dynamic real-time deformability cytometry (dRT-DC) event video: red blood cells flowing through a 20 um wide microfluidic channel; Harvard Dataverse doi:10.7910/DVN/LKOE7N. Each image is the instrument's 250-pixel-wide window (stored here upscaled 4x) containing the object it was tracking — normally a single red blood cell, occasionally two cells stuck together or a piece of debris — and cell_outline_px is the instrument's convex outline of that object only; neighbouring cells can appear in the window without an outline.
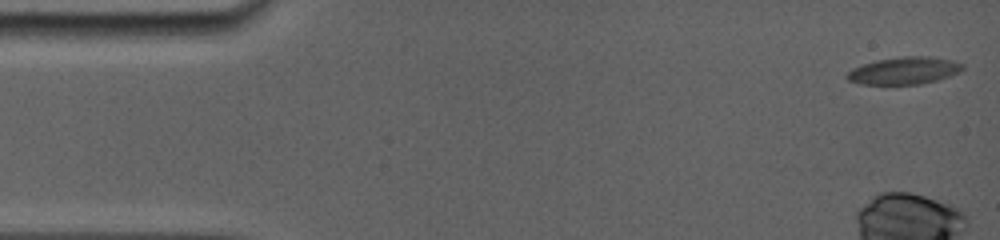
{"species": "common noctule bat (a hibernating species)", "species_latin": "Nyctalus noctula", "temperature_condition": "room temperature", "stored_images_in_passage": 8, "camera_frame_rate_fps": 5000, "um_per_image_px": 0.085, "animal": {"sex": "female", "body_mass_g": 19.0, "forearm_length_mm": 56.7}, "frame": {"image": 1, "passage_image": 1, "time_ms": 0.0, "image_size_px": [1000, 240], "cell_outline_px": [[964, 68], [960, 72], [936, 80], [920, 84], [860, 84], [848, 80], [844, 76], [852, 68], [876, 60], [904, 56], [928, 56], [952, 60], [964, 64]], "centroid_in_image_um": [76.85, 6.0], "position_along_channel_um": 8.2, "area_um2": 18.32}}